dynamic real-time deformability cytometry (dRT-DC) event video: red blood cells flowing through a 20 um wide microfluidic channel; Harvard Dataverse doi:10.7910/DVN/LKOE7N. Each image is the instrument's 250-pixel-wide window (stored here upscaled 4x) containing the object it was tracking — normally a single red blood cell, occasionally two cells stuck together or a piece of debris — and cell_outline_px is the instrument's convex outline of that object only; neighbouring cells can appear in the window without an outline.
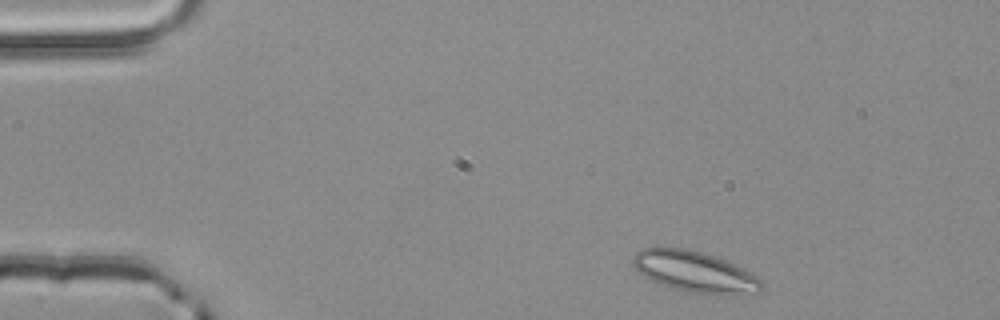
{"species": "common noctule bat (a hibernating species)", "species_latin": "Nyctalus noctula", "temperature_condition": "room temperature", "stored_images_in_passage": 3, "camera_frame_rate_fps": 3000, "um_per_image_px": 0.085, "animal": {"sex": "male", "body_mass_g": 20.4}, "frame": {"image": 1, "passage_image": 1, "time_ms": 0.0, "image_size_px": [1000, 320], "cell_outline_px": [[764, 288], [760, 292], [740, 296], [716, 296], [688, 292], [660, 284], [644, 276], [632, 264], [632, 256], [640, 248], [684, 248], [716, 256], [736, 264], [756, 276], [764, 284]], "centroid_in_image_um": [59.13, 23.14], "position_along_channel_um": 25.9, "area_um2": 31.27}}
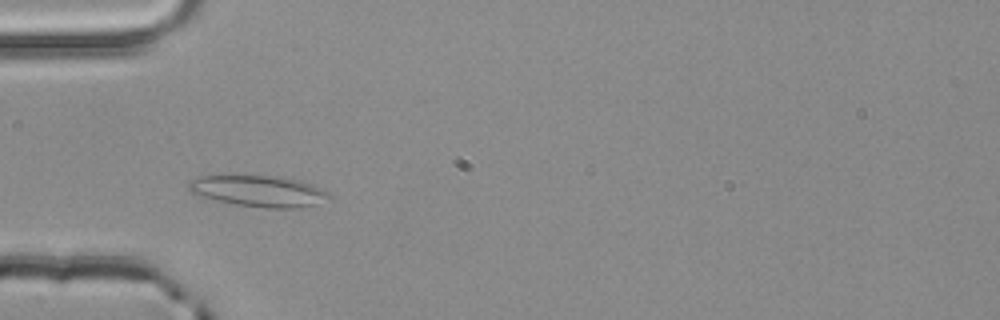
{"frame": {"image": 2, "passage_image": 3, "time_ms": 0.667, "image_size_px": [1000, 320], "cell_outline_px": [[332, 200], [304, 208], [264, 208], [236, 204], [216, 200], [188, 192], [188, 184], [192, 180], [200, 176], [280, 176], [300, 180], [312, 184], [328, 192], [332, 196]], "centroid_in_image_um": [22.08, 16.26], "position_along_channel_um": 62.9, "area_um2": 25.78}}